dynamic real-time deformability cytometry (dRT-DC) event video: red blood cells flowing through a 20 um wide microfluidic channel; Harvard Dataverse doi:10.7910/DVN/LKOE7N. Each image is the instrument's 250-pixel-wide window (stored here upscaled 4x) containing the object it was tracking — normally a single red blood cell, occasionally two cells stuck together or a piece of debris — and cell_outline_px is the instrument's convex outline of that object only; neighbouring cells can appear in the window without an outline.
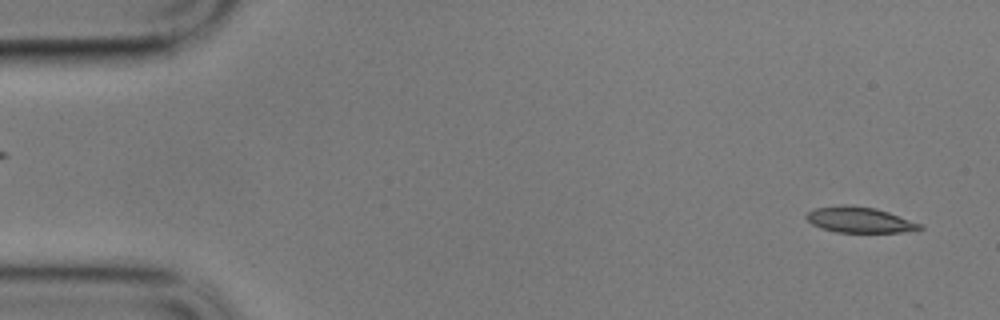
{"species": "common noctule bat (a hibernating species)", "species_latin": "Nyctalus noctula", "temperature_condition": "cold", "stored_images_in_passage": 10, "camera_frame_rate_fps": 3000, "um_per_image_px": 0.085, "animal": {"sex": "male", "body_mass_g": 17.9}, "frame": {"image": 1, "passage_image": 2, "time_ms": 0.333, "image_size_px": [1000, 320], "cell_outline_px": [[924, 228], [900, 232], [836, 232], [820, 228], [812, 224], [804, 216], [808, 212], [816, 208], [840, 204], [852, 204], [876, 208], [924, 224]], "centroid_in_image_um": [73.06, 18.67], "position_along_channel_um": 11.9, "area_um2": 17.17}}